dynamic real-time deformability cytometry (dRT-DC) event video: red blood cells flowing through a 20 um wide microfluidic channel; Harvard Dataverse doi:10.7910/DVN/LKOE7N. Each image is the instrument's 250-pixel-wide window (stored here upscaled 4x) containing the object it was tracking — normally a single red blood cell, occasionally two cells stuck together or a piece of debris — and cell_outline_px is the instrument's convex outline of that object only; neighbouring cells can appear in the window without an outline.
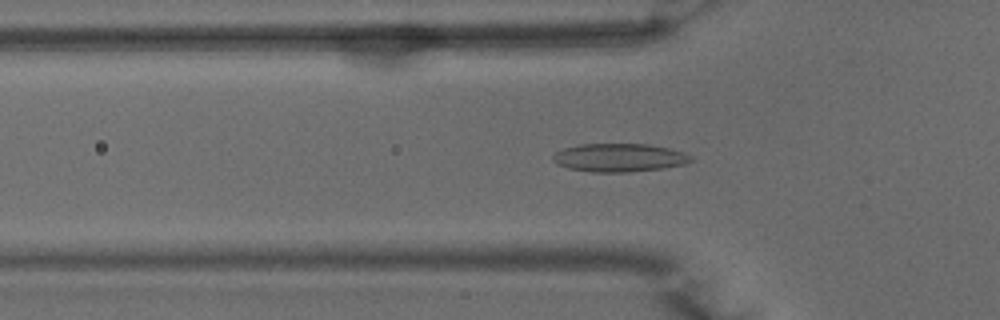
{"species": "common noctule bat (a hibernating species)", "species_latin": "Nyctalus noctula", "temperature_condition": "warm", "stored_images_in_passage": 50, "camera_frame_rate_fps": 3000, "um_per_image_px": 0.085, "animal": {"sex": "male", "body_mass_g": 15.6}, "frame": {"image": 1, "passage_image": 16, "time_ms": 5.0, "image_size_px": [1000, 320], "cell_outline_px": [[692, 160], [684, 164], [664, 168], [628, 172], [592, 172], [568, 168], [556, 164], [552, 160], [552, 156], [556, 152], [564, 148], [580, 144], [648, 144], [668, 148], [684, 152], [692, 156]], "centroid_in_image_um": [52.62, 13.4], "position_along_channel_um": 73.2, "area_um2": 22.77}}
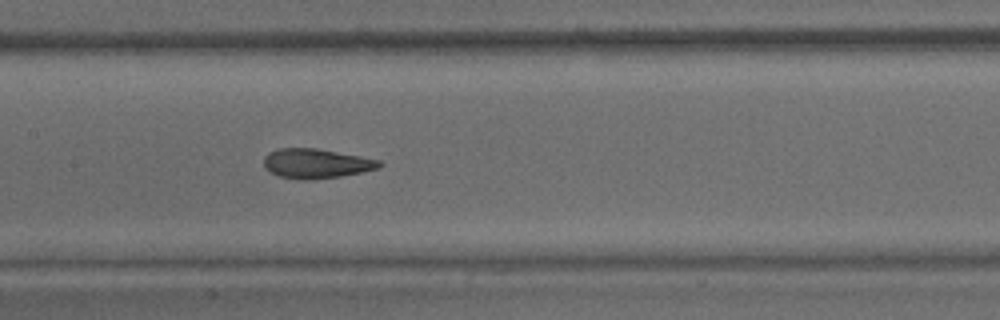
{"frame": {"image": 2, "passage_image": 24, "time_ms": 7.667, "image_size_px": [1000, 320], "cell_outline_px": [[384, 164], [380, 168], [340, 176], [312, 180], [304, 180], [280, 176], [264, 168], [264, 156], [268, 152], [276, 148], [316, 148], [360, 156], [380, 160]], "centroid_in_image_um": [26.87, 13.89], "position_along_channel_um": 180.5, "area_um2": 19.94}}
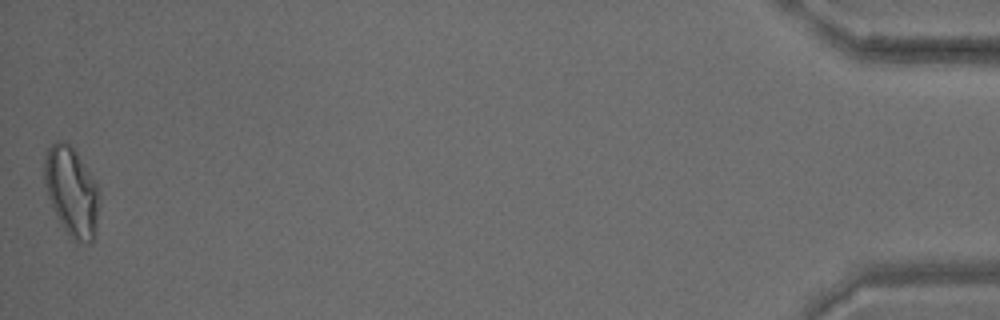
{"frame": {"image": 3, "passage_image": 50, "time_ms": 16.333, "image_size_px": [1000, 320], "cell_outline_px": [[100, 200], [92, 240], [88, 244], [72, 240], [56, 216], [52, 208], [44, 184], [44, 156], [48, 148], [56, 140], [64, 140], [76, 152], [100, 188]], "centroid_in_image_um": [6.07, 16.26], "position_along_channel_um": 429.1, "area_um2": 28.55}, "authors_computed_cell_mechanics": {"area_um2": 21.2704, "velocity_mm_per_s": 3.9753, "shape_relaxation_time_tau1_ms": 6.8248, "shape_relaxation_time_tau2_ms": 1.5341, "deformation_change_tau1": 0.186, "deformation_change_tau2": 0.0914}}